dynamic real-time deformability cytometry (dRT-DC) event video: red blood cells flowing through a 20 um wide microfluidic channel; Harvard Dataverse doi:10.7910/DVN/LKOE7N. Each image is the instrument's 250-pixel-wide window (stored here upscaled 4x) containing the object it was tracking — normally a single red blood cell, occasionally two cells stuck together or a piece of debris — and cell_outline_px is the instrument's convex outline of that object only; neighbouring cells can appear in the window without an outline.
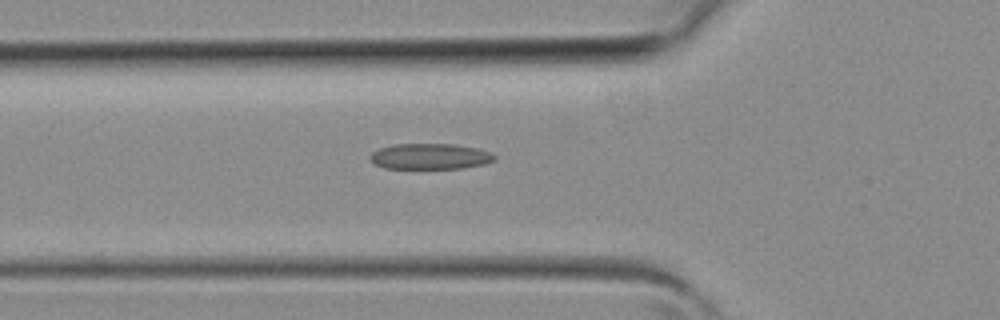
{"species": "common noctule bat (a hibernating species)", "species_latin": "Nyctalus noctula", "temperature_condition": "room temperature", "stored_images_in_passage": 40, "camera_frame_rate_fps": 3000, "um_per_image_px": 0.085, "animal": {"sex": "female", "body_mass_g": 19.3, "forearm_length_mm": 54.1}, "frame": {"image": 1, "passage_image": 14, "time_ms": 4.333, "image_size_px": [1000, 320], "cell_outline_px": [[496, 160], [484, 164], [464, 168], [384, 168], [376, 164], [368, 156], [372, 152], [380, 148], [392, 144], [452, 144], [476, 148], [488, 152], [496, 156]], "centroid_in_image_um": [36.55, 13.29], "position_along_channel_um": 89.3, "area_um2": 18.55}}
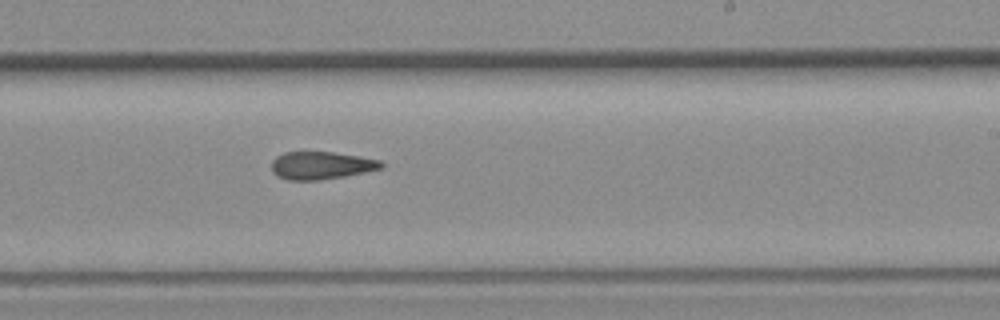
{"frame": {"image": 2, "passage_image": 24, "time_ms": 7.667, "image_size_px": [1000, 320], "cell_outline_px": [[384, 168], [344, 176], [320, 180], [288, 180], [276, 176], [272, 172], [272, 160], [276, 156], [284, 152], [332, 152], [380, 160], [384, 164]], "centroid_in_image_um": [27.27, 14.07], "position_along_channel_um": 261.7, "area_um2": 17.69}}
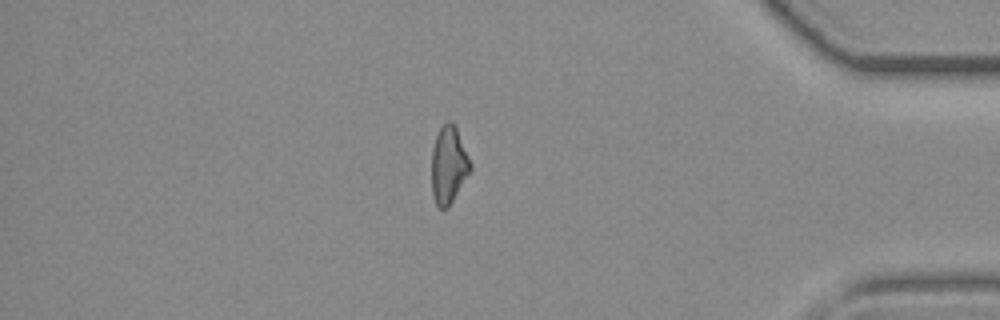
{"frame": {"image": 3, "passage_image": 34, "time_ms": 11.0, "image_size_px": [1000, 320], "cell_outline_px": [[472, 172], [448, 208], [440, 208], [436, 204], [432, 196], [432, 148], [436, 136], [440, 128], [448, 120], [452, 120], [456, 128], [472, 164]], "centroid_in_image_um": [38.15, 14.05], "position_along_channel_um": 397.0, "area_um2": 17.69}}